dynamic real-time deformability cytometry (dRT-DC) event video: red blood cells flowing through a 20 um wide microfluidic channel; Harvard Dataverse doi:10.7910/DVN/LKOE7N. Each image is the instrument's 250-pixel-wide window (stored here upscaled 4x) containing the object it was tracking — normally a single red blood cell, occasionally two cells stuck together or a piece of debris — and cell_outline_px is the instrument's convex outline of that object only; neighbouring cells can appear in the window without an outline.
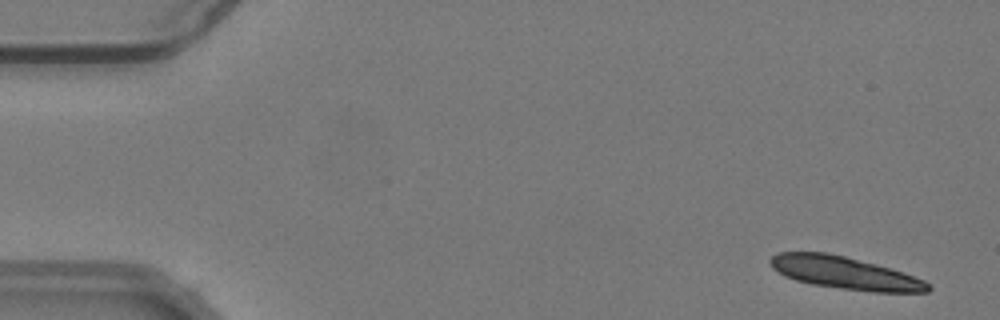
{"species": "common noctule bat (a hibernating species)", "species_latin": "Nyctalus noctula", "temperature_condition": "warm", "stored_images_in_passage": 16, "camera_frame_rate_fps": 3000, "um_per_image_px": 0.085, "animal": {"sex": "male", "body_mass_g": 19.2, "forearm_length_mm": 51.8}, "frame": {"image": 1, "passage_image": 3, "time_ms": 0.667, "image_size_px": [1000, 320], "cell_outline_px": [[932, 288], [928, 292], [872, 292], [840, 288], [812, 284], [796, 280], [784, 276], [772, 268], [768, 264], [768, 260], [776, 252], [828, 252], [876, 264], [904, 272], [924, 280], [932, 284]], "centroid_in_image_um": [71.81, 23.19], "position_along_channel_um": 13.2, "area_um2": 30.06}}